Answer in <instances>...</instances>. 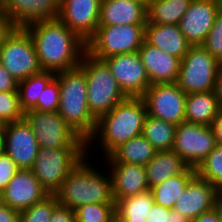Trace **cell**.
<instances>
[{"label": "cell", "mask_w": 222, "mask_h": 222, "mask_svg": "<svg viewBox=\"0 0 222 222\" xmlns=\"http://www.w3.org/2000/svg\"><path fill=\"white\" fill-rule=\"evenodd\" d=\"M55 77V72L42 70L18 82L20 106L24 112L37 107L38 98Z\"/></svg>", "instance_id": "cell-30"}, {"label": "cell", "mask_w": 222, "mask_h": 222, "mask_svg": "<svg viewBox=\"0 0 222 222\" xmlns=\"http://www.w3.org/2000/svg\"><path fill=\"white\" fill-rule=\"evenodd\" d=\"M127 97H142L150 87L149 77L138 51L103 59Z\"/></svg>", "instance_id": "cell-14"}, {"label": "cell", "mask_w": 222, "mask_h": 222, "mask_svg": "<svg viewBox=\"0 0 222 222\" xmlns=\"http://www.w3.org/2000/svg\"><path fill=\"white\" fill-rule=\"evenodd\" d=\"M145 41V25L98 26L86 42V51L98 59L136 52Z\"/></svg>", "instance_id": "cell-8"}, {"label": "cell", "mask_w": 222, "mask_h": 222, "mask_svg": "<svg viewBox=\"0 0 222 222\" xmlns=\"http://www.w3.org/2000/svg\"><path fill=\"white\" fill-rule=\"evenodd\" d=\"M215 208L218 211V214L220 216V221L222 222V197L220 196L216 202Z\"/></svg>", "instance_id": "cell-48"}, {"label": "cell", "mask_w": 222, "mask_h": 222, "mask_svg": "<svg viewBox=\"0 0 222 222\" xmlns=\"http://www.w3.org/2000/svg\"><path fill=\"white\" fill-rule=\"evenodd\" d=\"M0 63L17 82L42 71L33 40L25 28H18L0 47Z\"/></svg>", "instance_id": "cell-10"}, {"label": "cell", "mask_w": 222, "mask_h": 222, "mask_svg": "<svg viewBox=\"0 0 222 222\" xmlns=\"http://www.w3.org/2000/svg\"><path fill=\"white\" fill-rule=\"evenodd\" d=\"M196 175V169L188 167L182 174L168 178L151 188L154 203L168 209H173L178 197L186 188L189 181Z\"/></svg>", "instance_id": "cell-28"}, {"label": "cell", "mask_w": 222, "mask_h": 222, "mask_svg": "<svg viewBox=\"0 0 222 222\" xmlns=\"http://www.w3.org/2000/svg\"><path fill=\"white\" fill-rule=\"evenodd\" d=\"M145 41L180 60L192 46L184 37L179 25L174 24L146 23Z\"/></svg>", "instance_id": "cell-23"}, {"label": "cell", "mask_w": 222, "mask_h": 222, "mask_svg": "<svg viewBox=\"0 0 222 222\" xmlns=\"http://www.w3.org/2000/svg\"><path fill=\"white\" fill-rule=\"evenodd\" d=\"M210 127L213 131L216 144L222 145V107H220Z\"/></svg>", "instance_id": "cell-44"}, {"label": "cell", "mask_w": 222, "mask_h": 222, "mask_svg": "<svg viewBox=\"0 0 222 222\" xmlns=\"http://www.w3.org/2000/svg\"><path fill=\"white\" fill-rule=\"evenodd\" d=\"M55 78L60 87L58 113L87 142L95 131L97 119L88 108L85 73L76 67L57 72Z\"/></svg>", "instance_id": "cell-4"}, {"label": "cell", "mask_w": 222, "mask_h": 222, "mask_svg": "<svg viewBox=\"0 0 222 222\" xmlns=\"http://www.w3.org/2000/svg\"><path fill=\"white\" fill-rule=\"evenodd\" d=\"M24 119L35 134L39 147L86 148V141L65 122L58 111L28 110L24 112Z\"/></svg>", "instance_id": "cell-9"}, {"label": "cell", "mask_w": 222, "mask_h": 222, "mask_svg": "<svg viewBox=\"0 0 222 222\" xmlns=\"http://www.w3.org/2000/svg\"><path fill=\"white\" fill-rule=\"evenodd\" d=\"M0 139L1 149L11 157L19 169H32L39 145L25 119L6 123Z\"/></svg>", "instance_id": "cell-13"}, {"label": "cell", "mask_w": 222, "mask_h": 222, "mask_svg": "<svg viewBox=\"0 0 222 222\" xmlns=\"http://www.w3.org/2000/svg\"><path fill=\"white\" fill-rule=\"evenodd\" d=\"M192 0H149L147 22L150 24L178 25Z\"/></svg>", "instance_id": "cell-27"}, {"label": "cell", "mask_w": 222, "mask_h": 222, "mask_svg": "<svg viewBox=\"0 0 222 222\" xmlns=\"http://www.w3.org/2000/svg\"><path fill=\"white\" fill-rule=\"evenodd\" d=\"M147 3L144 0H101L99 26L146 25Z\"/></svg>", "instance_id": "cell-22"}, {"label": "cell", "mask_w": 222, "mask_h": 222, "mask_svg": "<svg viewBox=\"0 0 222 222\" xmlns=\"http://www.w3.org/2000/svg\"><path fill=\"white\" fill-rule=\"evenodd\" d=\"M222 8L218 0H192L179 22L184 37L192 46L202 45Z\"/></svg>", "instance_id": "cell-16"}, {"label": "cell", "mask_w": 222, "mask_h": 222, "mask_svg": "<svg viewBox=\"0 0 222 222\" xmlns=\"http://www.w3.org/2000/svg\"><path fill=\"white\" fill-rule=\"evenodd\" d=\"M222 63L202 45L191 46L181 59L176 84L186 94L215 91Z\"/></svg>", "instance_id": "cell-6"}, {"label": "cell", "mask_w": 222, "mask_h": 222, "mask_svg": "<svg viewBox=\"0 0 222 222\" xmlns=\"http://www.w3.org/2000/svg\"><path fill=\"white\" fill-rule=\"evenodd\" d=\"M0 222H20V212L1 202Z\"/></svg>", "instance_id": "cell-43"}, {"label": "cell", "mask_w": 222, "mask_h": 222, "mask_svg": "<svg viewBox=\"0 0 222 222\" xmlns=\"http://www.w3.org/2000/svg\"><path fill=\"white\" fill-rule=\"evenodd\" d=\"M0 92H18V82L0 63Z\"/></svg>", "instance_id": "cell-40"}, {"label": "cell", "mask_w": 222, "mask_h": 222, "mask_svg": "<svg viewBox=\"0 0 222 222\" xmlns=\"http://www.w3.org/2000/svg\"><path fill=\"white\" fill-rule=\"evenodd\" d=\"M154 205V197L149 189L139 195L125 197L116 203V217L121 222H145Z\"/></svg>", "instance_id": "cell-29"}, {"label": "cell", "mask_w": 222, "mask_h": 222, "mask_svg": "<svg viewBox=\"0 0 222 222\" xmlns=\"http://www.w3.org/2000/svg\"><path fill=\"white\" fill-rule=\"evenodd\" d=\"M196 174L222 190V145H217L196 168Z\"/></svg>", "instance_id": "cell-32"}, {"label": "cell", "mask_w": 222, "mask_h": 222, "mask_svg": "<svg viewBox=\"0 0 222 222\" xmlns=\"http://www.w3.org/2000/svg\"><path fill=\"white\" fill-rule=\"evenodd\" d=\"M141 98L146 104L147 115L176 126L185 121L186 93L176 83L150 85Z\"/></svg>", "instance_id": "cell-12"}, {"label": "cell", "mask_w": 222, "mask_h": 222, "mask_svg": "<svg viewBox=\"0 0 222 222\" xmlns=\"http://www.w3.org/2000/svg\"><path fill=\"white\" fill-rule=\"evenodd\" d=\"M18 28L13 19L0 8V47L6 43Z\"/></svg>", "instance_id": "cell-39"}, {"label": "cell", "mask_w": 222, "mask_h": 222, "mask_svg": "<svg viewBox=\"0 0 222 222\" xmlns=\"http://www.w3.org/2000/svg\"><path fill=\"white\" fill-rule=\"evenodd\" d=\"M111 222H121L117 217H115Z\"/></svg>", "instance_id": "cell-50"}, {"label": "cell", "mask_w": 222, "mask_h": 222, "mask_svg": "<svg viewBox=\"0 0 222 222\" xmlns=\"http://www.w3.org/2000/svg\"><path fill=\"white\" fill-rule=\"evenodd\" d=\"M101 0H61L58 19L87 42L99 26Z\"/></svg>", "instance_id": "cell-15"}, {"label": "cell", "mask_w": 222, "mask_h": 222, "mask_svg": "<svg viewBox=\"0 0 222 222\" xmlns=\"http://www.w3.org/2000/svg\"><path fill=\"white\" fill-rule=\"evenodd\" d=\"M74 211L76 222H111L116 217V203H90Z\"/></svg>", "instance_id": "cell-33"}, {"label": "cell", "mask_w": 222, "mask_h": 222, "mask_svg": "<svg viewBox=\"0 0 222 222\" xmlns=\"http://www.w3.org/2000/svg\"><path fill=\"white\" fill-rule=\"evenodd\" d=\"M158 151L141 134L117 147L103 163H126L145 166Z\"/></svg>", "instance_id": "cell-26"}, {"label": "cell", "mask_w": 222, "mask_h": 222, "mask_svg": "<svg viewBox=\"0 0 222 222\" xmlns=\"http://www.w3.org/2000/svg\"><path fill=\"white\" fill-rule=\"evenodd\" d=\"M78 67L85 73L88 108L96 119L127 98L104 60L85 51Z\"/></svg>", "instance_id": "cell-5"}, {"label": "cell", "mask_w": 222, "mask_h": 222, "mask_svg": "<svg viewBox=\"0 0 222 222\" xmlns=\"http://www.w3.org/2000/svg\"><path fill=\"white\" fill-rule=\"evenodd\" d=\"M202 46L222 63V8L217 13L213 26Z\"/></svg>", "instance_id": "cell-36"}, {"label": "cell", "mask_w": 222, "mask_h": 222, "mask_svg": "<svg viewBox=\"0 0 222 222\" xmlns=\"http://www.w3.org/2000/svg\"><path fill=\"white\" fill-rule=\"evenodd\" d=\"M60 102L59 82L54 78L43 90L41 97L38 98L37 107L34 109L41 112L58 111Z\"/></svg>", "instance_id": "cell-37"}, {"label": "cell", "mask_w": 222, "mask_h": 222, "mask_svg": "<svg viewBox=\"0 0 222 222\" xmlns=\"http://www.w3.org/2000/svg\"><path fill=\"white\" fill-rule=\"evenodd\" d=\"M19 168L11 157L0 150V191H3Z\"/></svg>", "instance_id": "cell-38"}, {"label": "cell", "mask_w": 222, "mask_h": 222, "mask_svg": "<svg viewBox=\"0 0 222 222\" xmlns=\"http://www.w3.org/2000/svg\"><path fill=\"white\" fill-rule=\"evenodd\" d=\"M50 222H76L75 211L59 203L52 213Z\"/></svg>", "instance_id": "cell-41"}, {"label": "cell", "mask_w": 222, "mask_h": 222, "mask_svg": "<svg viewBox=\"0 0 222 222\" xmlns=\"http://www.w3.org/2000/svg\"><path fill=\"white\" fill-rule=\"evenodd\" d=\"M215 93L218 99L220 107H222V69L219 72L216 84H215Z\"/></svg>", "instance_id": "cell-46"}, {"label": "cell", "mask_w": 222, "mask_h": 222, "mask_svg": "<svg viewBox=\"0 0 222 222\" xmlns=\"http://www.w3.org/2000/svg\"><path fill=\"white\" fill-rule=\"evenodd\" d=\"M176 127V125L160 118L147 115L144 120L142 135L157 151H169L173 149Z\"/></svg>", "instance_id": "cell-31"}, {"label": "cell", "mask_w": 222, "mask_h": 222, "mask_svg": "<svg viewBox=\"0 0 222 222\" xmlns=\"http://www.w3.org/2000/svg\"><path fill=\"white\" fill-rule=\"evenodd\" d=\"M61 0H0V8L19 28L58 18Z\"/></svg>", "instance_id": "cell-19"}, {"label": "cell", "mask_w": 222, "mask_h": 222, "mask_svg": "<svg viewBox=\"0 0 222 222\" xmlns=\"http://www.w3.org/2000/svg\"><path fill=\"white\" fill-rule=\"evenodd\" d=\"M220 109L215 91L186 94L185 121L211 126Z\"/></svg>", "instance_id": "cell-25"}, {"label": "cell", "mask_w": 222, "mask_h": 222, "mask_svg": "<svg viewBox=\"0 0 222 222\" xmlns=\"http://www.w3.org/2000/svg\"><path fill=\"white\" fill-rule=\"evenodd\" d=\"M146 116V104L141 97H127L121 101L113 110L97 119L95 131L86 142L87 156L91 158L94 155L93 148L98 144L96 146H100L104 157L98 155L106 158L121 144L141 135Z\"/></svg>", "instance_id": "cell-2"}, {"label": "cell", "mask_w": 222, "mask_h": 222, "mask_svg": "<svg viewBox=\"0 0 222 222\" xmlns=\"http://www.w3.org/2000/svg\"><path fill=\"white\" fill-rule=\"evenodd\" d=\"M25 29L33 40L42 70L57 73L80 65L86 42L58 18L36 22Z\"/></svg>", "instance_id": "cell-1"}, {"label": "cell", "mask_w": 222, "mask_h": 222, "mask_svg": "<svg viewBox=\"0 0 222 222\" xmlns=\"http://www.w3.org/2000/svg\"><path fill=\"white\" fill-rule=\"evenodd\" d=\"M59 204L55 194L20 211V222H50L55 207Z\"/></svg>", "instance_id": "cell-34"}, {"label": "cell", "mask_w": 222, "mask_h": 222, "mask_svg": "<svg viewBox=\"0 0 222 222\" xmlns=\"http://www.w3.org/2000/svg\"><path fill=\"white\" fill-rule=\"evenodd\" d=\"M86 155V148L39 147L32 171L49 194H55Z\"/></svg>", "instance_id": "cell-7"}, {"label": "cell", "mask_w": 222, "mask_h": 222, "mask_svg": "<svg viewBox=\"0 0 222 222\" xmlns=\"http://www.w3.org/2000/svg\"><path fill=\"white\" fill-rule=\"evenodd\" d=\"M168 222H191L185 216L181 215L178 211L170 209Z\"/></svg>", "instance_id": "cell-47"}, {"label": "cell", "mask_w": 222, "mask_h": 222, "mask_svg": "<svg viewBox=\"0 0 222 222\" xmlns=\"http://www.w3.org/2000/svg\"><path fill=\"white\" fill-rule=\"evenodd\" d=\"M138 53L151 85L176 83L181 62L179 58L163 52L146 41L143 42Z\"/></svg>", "instance_id": "cell-21"}, {"label": "cell", "mask_w": 222, "mask_h": 222, "mask_svg": "<svg viewBox=\"0 0 222 222\" xmlns=\"http://www.w3.org/2000/svg\"><path fill=\"white\" fill-rule=\"evenodd\" d=\"M49 195L34 176L32 169H19L7 187L1 191V202L20 212Z\"/></svg>", "instance_id": "cell-17"}, {"label": "cell", "mask_w": 222, "mask_h": 222, "mask_svg": "<svg viewBox=\"0 0 222 222\" xmlns=\"http://www.w3.org/2000/svg\"><path fill=\"white\" fill-rule=\"evenodd\" d=\"M5 128V122L0 118V135L2 134Z\"/></svg>", "instance_id": "cell-49"}, {"label": "cell", "mask_w": 222, "mask_h": 222, "mask_svg": "<svg viewBox=\"0 0 222 222\" xmlns=\"http://www.w3.org/2000/svg\"><path fill=\"white\" fill-rule=\"evenodd\" d=\"M216 142L210 126L181 122L176 127L173 151L192 168H197L215 148Z\"/></svg>", "instance_id": "cell-11"}, {"label": "cell", "mask_w": 222, "mask_h": 222, "mask_svg": "<svg viewBox=\"0 0 222 222\" xmlns=\"http://www.w3.org/2000/svg\"><path fill=\"white\" fill-rule=\"evenodd\" d=\"M191 222H221V221L218 211L214 207L213 209L200 214Z\"/></svg>", "instance_id": "cell-45"}, {"label": "cell", "mask_w": 222, "mask_h": 222, "mask_svg": "<svg viewBox=\"0 0 222 222\" xmlns=\"http://www.w3.org/2000/svg\"><path fill=\"white\" fill-rule=\"evenodd\" d=\"M100 164H103L102 167L93 161L90 162V157L86 155L55 193L58 202L72 210L90 203H116L112 195V178L109 170L105 168L104 163Z\"/></svg>", "instance_id": "cell-3"}, {"label": "cell", "mask_w": 222, "mask_h": 222, "mask_svg": "<svg viewBox=\"0 0 222 222\" xmlns=\"http://www.w3.org/2000/svg\"><path fill=\"white\" fill-rule=\"evenodd\" d=\"M219 197L220 191L196 174L178 197L173 209L192 221L213 209Z\"/></svg>", "instance_id": "cell-18"}, {"label": "cell", "mask_w": 222, "mask_h": 222, "mask_svg": "<svg viewBox=\"0 0 222 222\" xmlns=\"http://www.w3.org/2000/svg\"><path fill=\"white\" fill-rule=\"evenodd\" d=\"M170 209L154 203L151 211L147 215L145 222H168Z\"/></svg>", "instance_id": "cell-42"}, {"label": "cell", "mask_w": 222, "mask_h": 222, "mask_svg": "<svg viewBox=\"0 0 222 222\" xmlns=\"http://www.w3.org/2000/svg\"><path fill=\"white\" fill-rule=\"evenodd\" d=\"M149 189L168 178L182 174L189 166L173 150L158 151L144 166Z\"/></svg>", "instance_id": "cell-24"}, {"label": "cell", "mask_w": 222, "mask_h": 222, "mask_svg": "<svg viewBox=\"0 0 222 222\" xmlns=\"http://www.w3.org/2000/svg\"><path fill=\"white\" fill-rule=\"evenodd\" d=\"M112 178V195L117 203L125 197L139 195L149 190L143 165L104 163Z\"/></svg>", "instance_id": "cell-20"}, {"label": "cell", "mask_w": 222, "mask_h": 222, "mask_svg": "<svg viewBox=\"0 0 222 222\" xmlns=\"http://www.w3.org/2000/svg\"><path fill=\"white\" fill-rule=\"evenodd\" d=\"M0 118L5 124L24 119L19 92H0Z\"/></svg>", "instance_id": "cell-35"}]
</instances>
